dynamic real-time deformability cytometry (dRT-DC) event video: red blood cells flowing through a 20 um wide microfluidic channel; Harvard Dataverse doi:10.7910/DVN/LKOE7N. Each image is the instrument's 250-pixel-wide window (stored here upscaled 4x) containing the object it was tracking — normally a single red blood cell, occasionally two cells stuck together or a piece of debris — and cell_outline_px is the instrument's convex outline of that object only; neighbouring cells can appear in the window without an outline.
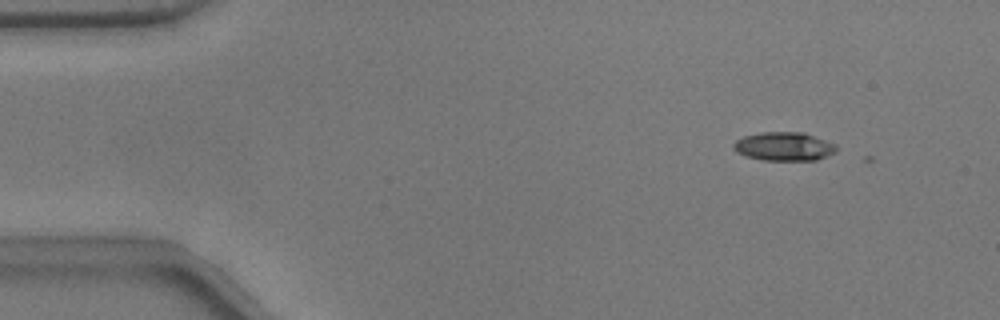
{"species": "common noctule bat (a hibernating species)", "species_latin": "Nyctalus noctula", "temperature_condition": "warm", "stored_images_in_passage": 3, "camera_frame_rate_fps": 3000, "um_per_image_px": 0.085, "animal": {"sex": "male", "body_mass_g": 17.9}, "frame": {"image": 1, "passage_image": 1, "time_ms": 0.0, "image_size_px": [1000, 320], "cell_outline_px": [[836, 152], [816, 160], [764, 160], [748, 156], [736, 152], [732, 148], [732, 144], [736, 140], [744, 136], [760, 132], [804, 132], [836, 144]], "centroid_in_image_um": [66.63, 12.44], "position_along_channel_um": 18.4, "area_um2": 17.17}}